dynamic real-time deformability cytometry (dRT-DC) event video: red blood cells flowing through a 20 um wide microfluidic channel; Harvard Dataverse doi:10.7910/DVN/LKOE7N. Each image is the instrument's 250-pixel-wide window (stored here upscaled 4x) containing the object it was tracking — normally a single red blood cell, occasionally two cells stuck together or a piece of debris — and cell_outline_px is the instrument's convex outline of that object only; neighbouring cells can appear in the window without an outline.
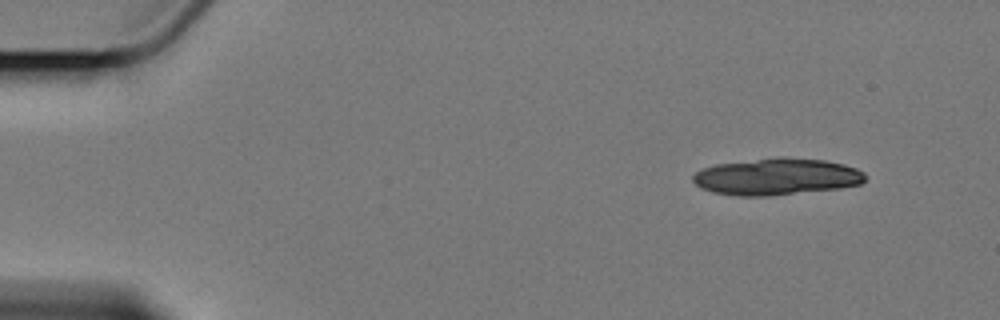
{"species": "Egyptian fruit bat (a non-hibernating species)", "species_latin": "Rousettus aegyptiacus", "temperature_condition": "cold", "stored_images_in_passage": 9, "camera_frame_rate_fps": 3000, "um_per_image_px": 0.085, "animal": {"sex": "female"}, "frame": {"image": 1, "passage_image": 1, "time_ms": 0.0, "image_size_px": [1000, 320], "cell_outline_px": [[868, 176], [860, 184], [840, 188], [772, 196], [736, 196], [712, 192], [700, 188], [692, 180], [692, 176], [696, 172], [704, 168], [716, 164], [780, 156], [784, 156], [824, 160], [844, 164], [856, 168], [864, 172]], "centroid_in_image_um": [66.02, 15.02], "position_along_channel_um": 19.0, "area_um2": 37.28}}
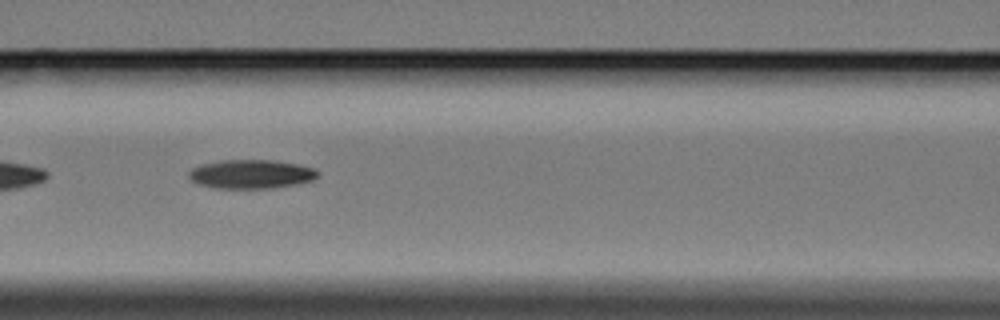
{"frame": {"image": 2, "passage_image": 7, "time_ms": 7.0, "image_size_px": [1000, 320], "cell_outline_px": [[320, 172], [312, 180], [292, 184], [264, 188], [216, 188], [200, 184], [192, 180], [188, 176], [188, 172], [192, 168], [204, 164], [224, 160], [272, 160], [296, 164], [316, 168]], "centroid_in_image_um": [21.34, 14.79], "position_along_channel_um": 145.3, "area_um2": 21.27}}
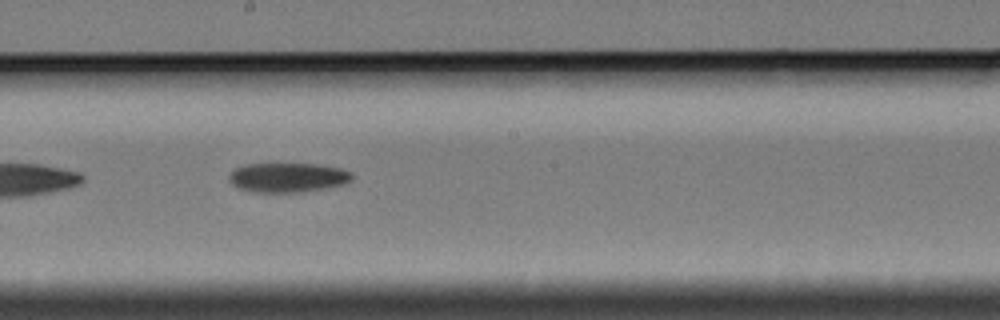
{"frame": {"image": 3, "passage_image": 9, "time_ms": 9.333, "image_size_px": [1000, 320], "cell_outline_px": [[352, 180], [340, 184], [324, 188], [300, 192], [252, 192], [240, 188], [232, 184], [228, 176], [236, 168], [244, 164], [316, 164], [340, 168], [352, 172]], "centroid_in_image_um": [24.44, 15.08], "position_along_channel_um": 223.8, "area_um2": 20.87}}